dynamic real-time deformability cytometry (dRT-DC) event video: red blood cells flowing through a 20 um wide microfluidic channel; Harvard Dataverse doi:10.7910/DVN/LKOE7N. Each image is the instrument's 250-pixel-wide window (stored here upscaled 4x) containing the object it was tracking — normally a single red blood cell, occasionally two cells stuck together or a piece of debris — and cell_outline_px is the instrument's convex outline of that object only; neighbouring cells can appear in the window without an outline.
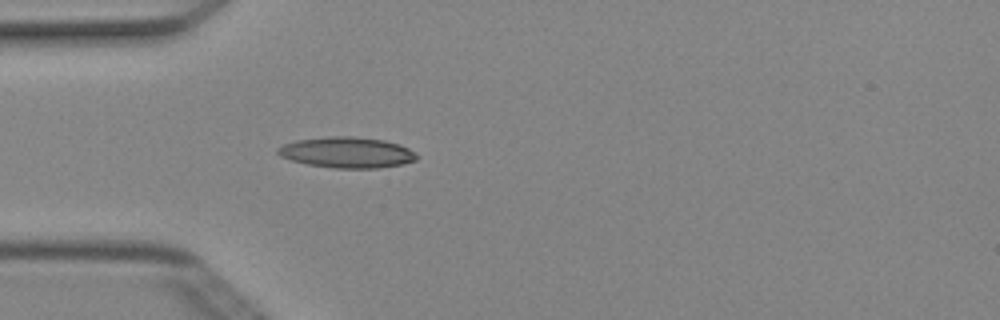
{"species": "Egyptian fruit bat (a non-hibernating species)", "species_latin": "Rousettus aegyptiacus", "temperature_condition": "cold", "stored_images_in_passage": 2, "camera_frame_rate_fps": 3000, "um_per_image_px": 0.085, "animal": {"sex": "female"}, "frame": {"image": 1, "passage_image": 2, "time_ms": 0.333, "image_size_px": [1000, 320], "cell_outline_px": [[416, 160], [400, 164], [376, 168], [336, 168], [308, 164], [292, 160], [280, 156], [276, 152], [276, 148], [284, 144], [296, 140], [328, 136], [352, 136], [384, 140], [400, 144], [416, 152]], "centroid_in_image_um": [29.47, 12.94], "position_along_channel_um": 55.5, "area_um2": 24.85}}